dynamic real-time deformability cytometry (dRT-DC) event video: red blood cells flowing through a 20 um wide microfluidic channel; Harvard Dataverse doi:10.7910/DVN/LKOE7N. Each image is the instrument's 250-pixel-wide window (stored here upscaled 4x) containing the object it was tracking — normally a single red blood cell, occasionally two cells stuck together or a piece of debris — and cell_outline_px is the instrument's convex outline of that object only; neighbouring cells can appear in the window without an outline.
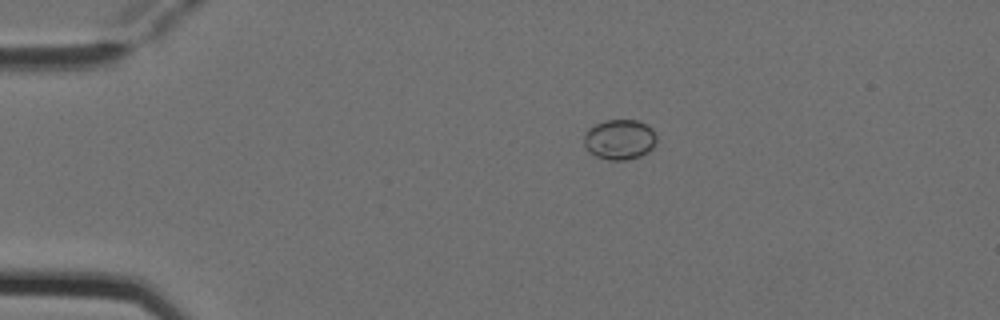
{"species": "Egyptian fruit bat (a non-hibernating species)", "species_latin": "Rousettus aegyptiacus", "temperature_condition": "cold", "stored_images_in_passage": 3, "camera_frame_rate_fps": 3000, "um_per_image_px": 0.085, "animal": {"sex": "female"}, "frame": {"image": 1, "passage_image": 1, "time_ms": 0.0, "image_size_px": [1000, 320], "cell_outline_px": [[656, 144], [648, 152], [640, 156], [628, 160], [608, 160], [596, 156], [588, 152], [584, 144], [584, 136], [588, 128], [604, 120], [636, 120], [648, 124], [652, 128], [656, 136]], "centroid_in_image_um": [52.67, 11.86], "position_along_channel_um": 32.3, "area_um2": 17.22}}
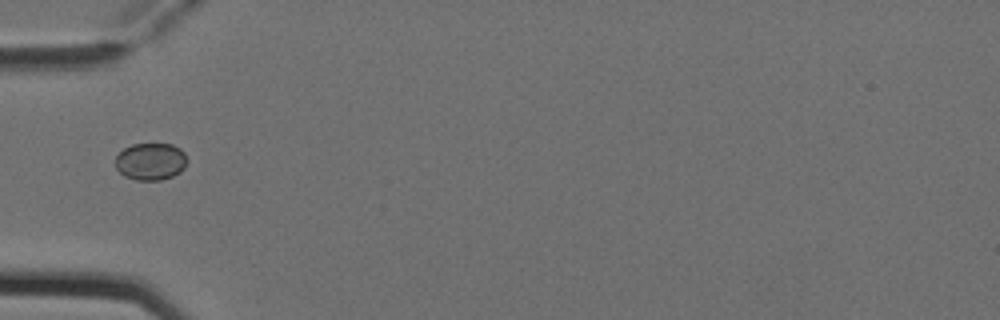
{"frame": {"image": 2, "passage_image": 3, "time_ms": 0.667, "image_size_px": [1000, 320], "cell_outline_px": [[188, 160], [184, 168], [180, 172], [172, 176], [160, 180], [136, 180], [124, 176], [116, 168], [116, 156], [124, 148], [132, 144], [172, 144], [180, 148], [184, 152]], "centroid_in_image_um": [12.82, 13.72], "position_along_channel_um": 72.2, "area_um2": 15.61}}